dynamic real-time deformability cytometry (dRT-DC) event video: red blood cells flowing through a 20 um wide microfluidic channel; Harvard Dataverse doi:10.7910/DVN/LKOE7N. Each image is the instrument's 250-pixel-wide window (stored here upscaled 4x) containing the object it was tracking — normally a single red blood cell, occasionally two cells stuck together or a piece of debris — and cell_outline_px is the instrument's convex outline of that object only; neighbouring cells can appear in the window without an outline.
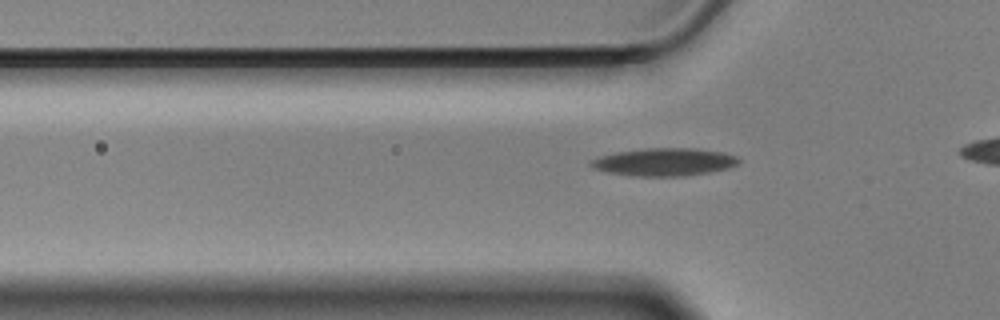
{"species": "Egyptian fruit bat (a non-hibernating species)", "species_latin": "Rousettus aegyptiacus", "temperature_condition": "cold", "stored_images_in_passage": 37, "camera_frame_rate_fps": 3000, "um_per_image_px": 0.085, "animal": {"sex": "male"}, "frame": {"image": 1, "passage_image": 8, "time_ms": 2.333, "image_size_px": [1000, 320], "cell_outline_px": [[740, 164], [728, 168], [712, 172], [684, 176], [628, 176], [608, 172], [592, 168], [588, 164], [588, 160], [600, 156], [616, 152], [648, 148], [696, 148], [724, 152], [736, 156], [740, 160]], "centroid_in_image_um": [56.46, 13.77], "position_along_channel_um": 69.3, "area_um2": 24.28}}
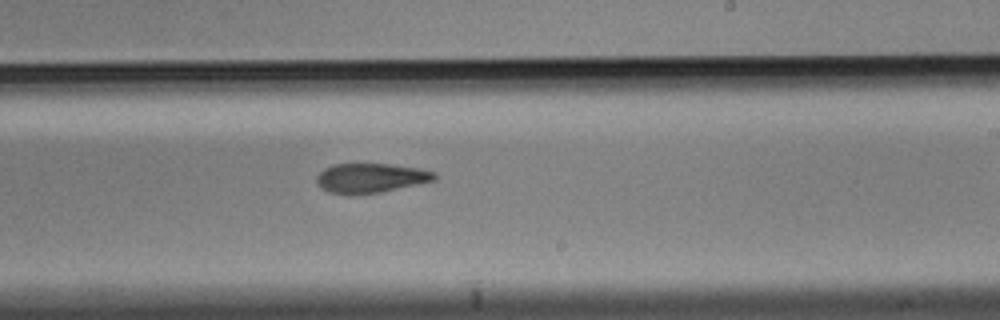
{"frame": {"image": 2, "passage_image": 24, "time_ms": 7.667, "image_size_px": [1000, 320], "cell_outline_px": [[436, 180], [380, 192], [352, 196], [328, 192], [320, 188], [316, 184], [316, 176], [324, 168], [332, 164], [388, 164], [416, 168], [436, 172]], "centroid_in_image_um": [31.44, 15.15], "position_along_channel_um": 257.6, "area_um2": 20.46}}
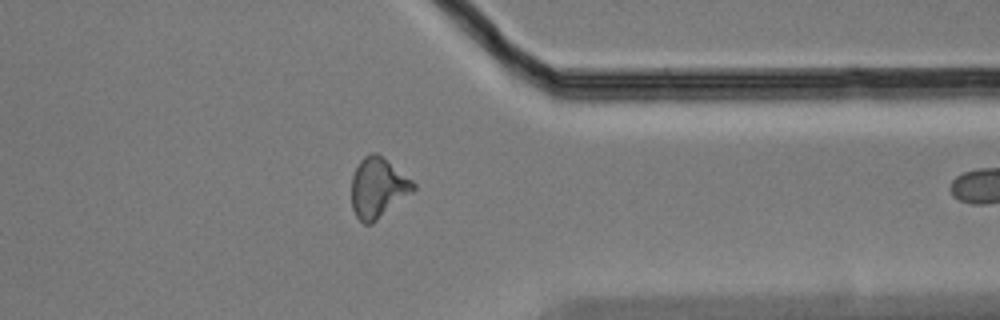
{"frame": {"image": 3, "passage_image": 35, "time_ms": 11.333, "image_size_px": [1000, 320], "cell_outline_px": [[416, 188], [412, 192], [372, 224], [364, 224], [356, 216], [352, 208], [352, 176], [360, 160], [364, 156], [372, 152], [376, 152], [412, 180], [416, 184]], "centroid_in_image_um": [32.11, 15.97], "position_along_channel_um": 379.3, "area_um2": 21.39}}